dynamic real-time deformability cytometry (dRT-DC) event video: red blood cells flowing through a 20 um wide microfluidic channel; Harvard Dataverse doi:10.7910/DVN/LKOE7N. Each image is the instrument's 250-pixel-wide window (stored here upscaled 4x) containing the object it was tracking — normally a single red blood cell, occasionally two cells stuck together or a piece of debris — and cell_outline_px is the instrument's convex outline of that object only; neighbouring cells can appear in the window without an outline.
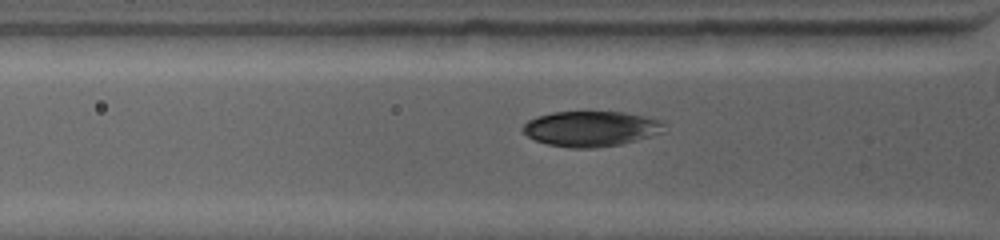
{"species": "common noctule bat (a hibernating species)", "species_latin": "Nyctalus noctula", "temperature_condition": "warm", "stored_images_in_passage": 7, "camera_frame_rate_fps": 4500, "um_per_image_px": 0.085, "animal": {"sex": "female", "body_mass_g": 19.0, "forearm_length_mm": 53.3}, "frame": {"image": 1, "passage_image": 5, "time_ms": 2.222, "image_size_px": [1000, 240], "cell_outline_px": [[668, 132], [620, 144], [596, 148], [572, 148], [548, 144], [536, 140], [528, 136], [520, 128], [528, 120], [536, 116], [552, 112], [624, 112], [664, 120]], "centroid_in_image_um": [50.3, 10.94], "position_along_channel_um": 75.5, "area_um2": 29.48}}